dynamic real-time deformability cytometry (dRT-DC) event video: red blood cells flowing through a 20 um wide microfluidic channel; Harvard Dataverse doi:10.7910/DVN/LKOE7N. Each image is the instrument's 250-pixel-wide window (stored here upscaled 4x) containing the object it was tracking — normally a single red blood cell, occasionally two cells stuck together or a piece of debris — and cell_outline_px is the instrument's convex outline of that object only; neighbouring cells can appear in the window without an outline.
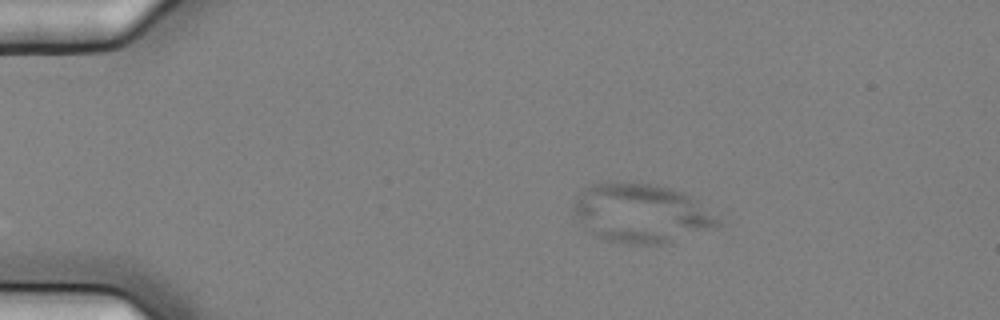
{"species": "common noctule bat (a hibernating species)", "species_latin": "Nyctalus noctula", "temperature_condition": "cold", "stored_images_in_passage": 4, "camera_frame_rate_fps": 3000, "um_per_image_px": 0.085, "animal": {"sex": "female", "body_mass_g": 25.1}, "frame": {"image": 1, "passage_image": 2, "time_ms": 0.333, "image_size_px": [1000, 320], "cell_outline_px": [[724, 224], [716, 228], [668, 244], [628, 244], [604, 240], [596, 236], [572, 212], [572, 204], [576, 196], [584, 188], [592, 184], [608, 180], [656, 184], [672, 188], [684, 192], [692, 196], [720, 220]], "centroid_in_image_um": [54.52, 18.11], "position_along_channel_um": 30.5, "area_um2": 50.52}}